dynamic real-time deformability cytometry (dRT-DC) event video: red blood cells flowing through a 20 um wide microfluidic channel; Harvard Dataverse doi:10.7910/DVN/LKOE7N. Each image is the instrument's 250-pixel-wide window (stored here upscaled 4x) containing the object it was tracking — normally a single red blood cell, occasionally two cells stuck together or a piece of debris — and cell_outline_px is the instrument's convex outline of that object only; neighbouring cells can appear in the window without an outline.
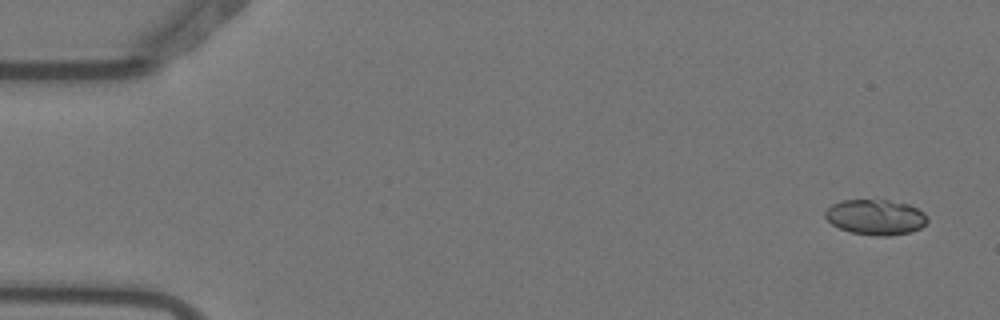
{"species": "Egyptian fruit bat (a non-hibernating species)", "species_latin": "Rousettus aegyptiacus", "temperature_condition": "warm", "stored_images_in_passage": 6, "camera_frame_rate_fps": 3000, "um_per_image_px": 0.085, "animal": {"sex": "female"}, "frame": {"image": 1, "passage_image": 1, "time_ms": 0.0, "image_size_px": [1000, 320], "cell_outline_px": [[928, 220], [920, 228], [908, 232], [888, 236], [876, 236], [852, 232], [840, 228], [832, 224], [824, 216], [824, 212], [832, 204], [840, 200], [888, 200], [908, 204], [924, 212], [928, 216]], "centroid_in_image_um": [74.42, 18.45], "position_along_channel_um": 10.6, "area_um2": 20.98}}